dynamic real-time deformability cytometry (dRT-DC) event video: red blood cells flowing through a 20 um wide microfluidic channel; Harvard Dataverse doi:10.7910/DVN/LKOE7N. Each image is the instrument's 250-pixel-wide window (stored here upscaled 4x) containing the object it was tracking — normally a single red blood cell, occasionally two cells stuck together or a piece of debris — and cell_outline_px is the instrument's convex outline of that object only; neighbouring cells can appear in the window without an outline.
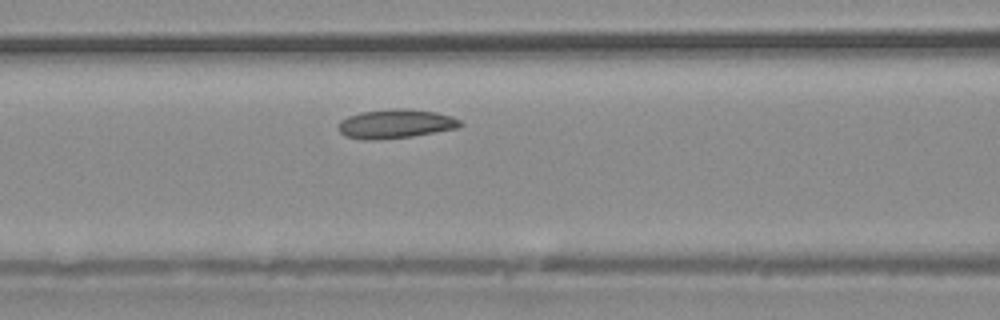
{"species": "common noctule bat (a hibernating species)", "species_latin": "Nyctalus noctula", "temperature_condition": "warm", "stored_images_in_passage": 31, "camera_frame_rate_fps": 3000, "um_per_image_px": 0.085, "animal": {"sex": "male", "body_mass_g": 20.4}, "frame": {"image": 1, "passage_image": 9, "time_ms": 2.667, "image_size_px": [1000, 320], "cell_outline_px": [[464, 124], [460, 128], [412, 136], [372, 140], [368, 140], [344, 136], [340, 132], [340, 120], [348, 116], [360, 112], [392, 108], [404, 108], [436, 112], [452, 116], [460, 120]], "centroid_in_image_um": [33.67, 10.51], "position_along_channel_um": 132.9, "area_um2": 20.69}}
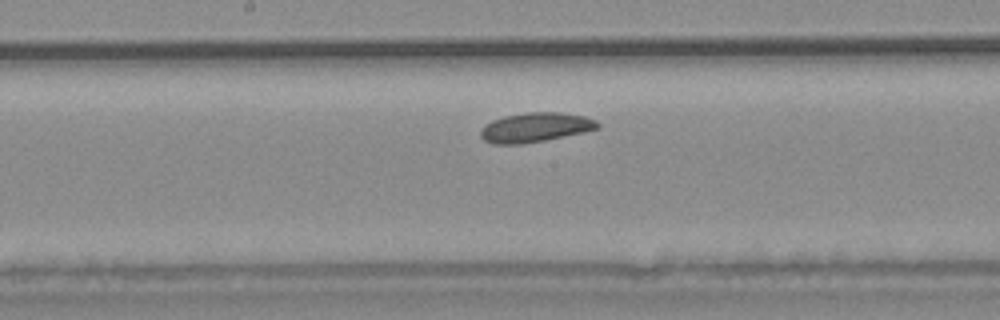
{"frame": {"image": 2, "passage_image": 13, "time_ms": 4.0, "image_size_px": [1000, 320], "cell_outline_px": [[600, 128], [584, 132], [544, 140], [520, 144], [492, 144], [484, 140], [480, 136], [480, 132], [492, 120], [504, 116], [528, 112], [560, 112], [584, 116], [596, 120], [600, 124]], "centroid_in_image_um": [45.53, 10.82], "position_along_channel_um": 202.7, "area_um2": 19.94}}
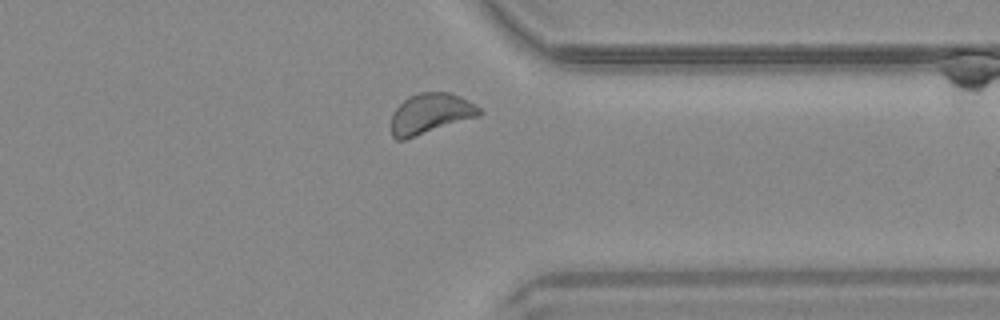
{"frame": {"image": 3, "passage_image": 23, "time_ms": 7.333, "image_size_px": [1000, 320], "cell_outline_px": [[484, 112], [480, 116], [404, 140], [396, 140], [392, 136], [392, 112], [408, 96], [420, 92], [448, 92], [460, 96], [480, 108]], "centroid_in_image_um": [36.59, 9.66], "position_along_channel_um": 374.8, "area_um2": 20.81}}